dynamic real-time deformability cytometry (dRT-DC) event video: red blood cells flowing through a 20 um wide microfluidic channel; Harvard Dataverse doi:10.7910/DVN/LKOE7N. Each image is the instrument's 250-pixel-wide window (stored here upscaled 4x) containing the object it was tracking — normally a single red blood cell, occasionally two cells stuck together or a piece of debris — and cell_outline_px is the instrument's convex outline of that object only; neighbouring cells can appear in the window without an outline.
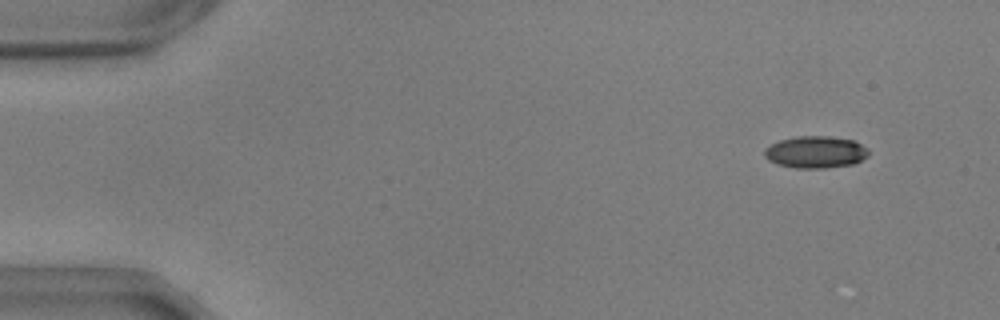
{"species": "common noctule bat (a hibernating species)", "species_latin": "Nyctalus noctula", "temperature_condition": "warm", "stored_images_in_passage": 52, "camera_frame_rate_fps": 3000, "um_per_image_px": 0.085, "animal": {"sex": "male", "body_mass_g": 17.9, "forearm_length_mm": 54.2}, "frame": {"image": 1, "passage_image": 1, "time_ms": 0.0, "image_size_px": [1000, 320], "cell_outline_px": [[868, 156], [852, 164], [824, 168], [796, 168], [776, 164], [768, 160], [764, 156], [764, 148], [780, 140], [796, 136], [828, 136], [852, 140], [868, 148]], "centroid_in_image_um": [69.29, 12.93], "position_along_channel_um": 15.7, "area_um2": 19.36}}
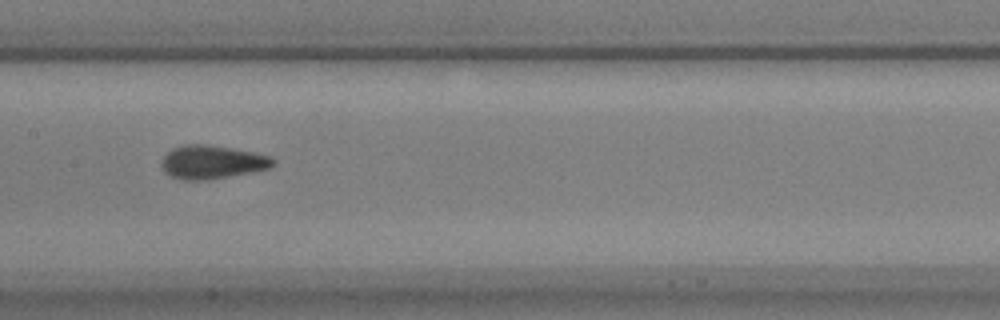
{"frame": {"image": 2, "passage_image": 24, "time_ms": 7.667, "image_size_px": [1000, 320], "cell_outline_px": [[276, 164], [268, 168], [252, 172], [204, 180], [184, 180], [172, 176], [164, 172], [160, 168], [160, 164], [164, 156], [172, 148], [184, 144], [204, 144], [232, 148], [272, 156], [276, 160]], "centroid_in_image_um": [18.02, 13.77], "position_along_channel_um": 189.4, "area_um2": 21.79}}
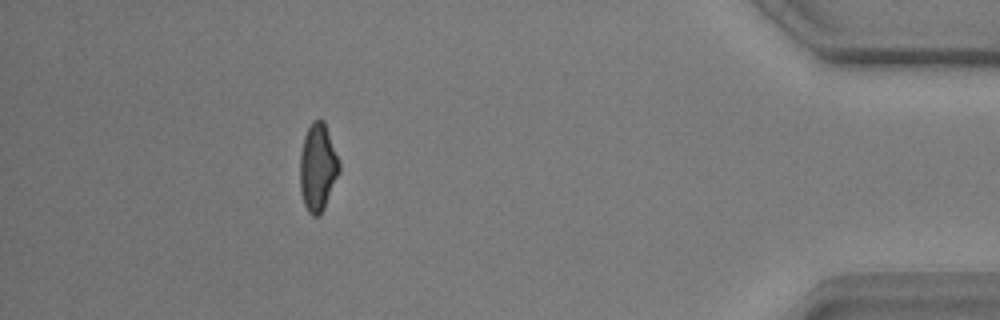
{"frame": {"image": 3, "passage_image": 46, "time_ms": 15.0, "image_size_px": [1000, 320], "cell_outline_px": [[340, 172], [324, 208], [320, 216], [312, 216], [308, 212], [304, 204], [300, 192], [300, 156], [304, 136], [312, 120], [324, 120], [340, 164]], "centroid_in_image_um": [27.01, 14.25], "position_along_channel_um": 408.2, "area_um2": 20.06}, "authors_computed_cell_mechanics": {"area_um2": 20.4323, "velocity_mm_per_s": 3.6673, "shape_relaxation_time_tau1_ms": 5.2541, "shape_relaxation_time_tau2_ms": 1.3468, "deformation_change_tau1": 0.1477, "deformation_change_tau2": 0.0794}}